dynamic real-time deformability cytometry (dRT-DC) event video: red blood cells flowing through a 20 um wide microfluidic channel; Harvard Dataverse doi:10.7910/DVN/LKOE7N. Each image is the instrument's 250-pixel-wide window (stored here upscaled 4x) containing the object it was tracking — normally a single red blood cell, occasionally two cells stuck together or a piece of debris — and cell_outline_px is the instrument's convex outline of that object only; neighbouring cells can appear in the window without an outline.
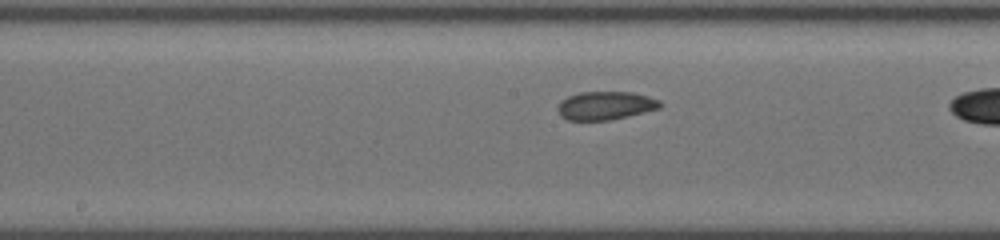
{"species": "common noctule bat (a hibernating species)", "species_latin": "Nyctalus noctula", "temperature_condition": "cold", "stored_images_in_passage": 24, "camera_frame_rate_fps": 3000, "um_per_image_px": 0.085, "animal": {"sex": "female", "body_mass_g": 19.5, "forearm_length_mm": 54.1}, "frame": {"image": 1, "passage_image": 11, "time_ms": 3.667, "image_size_px": [1000, 240], "cell_outline_px": [[664, 104], [660, 108], [628, 116], [608, 120], [568, 120], [560, 116], [556, 108], [560, 100], [568, 96], [580, 92], [632, 92], [648, 96], [660, 100]], "centroid_in_image_um": [51.45, 8.97], "position_along_channel_um": 196.7, "area_um2": 17.05}}